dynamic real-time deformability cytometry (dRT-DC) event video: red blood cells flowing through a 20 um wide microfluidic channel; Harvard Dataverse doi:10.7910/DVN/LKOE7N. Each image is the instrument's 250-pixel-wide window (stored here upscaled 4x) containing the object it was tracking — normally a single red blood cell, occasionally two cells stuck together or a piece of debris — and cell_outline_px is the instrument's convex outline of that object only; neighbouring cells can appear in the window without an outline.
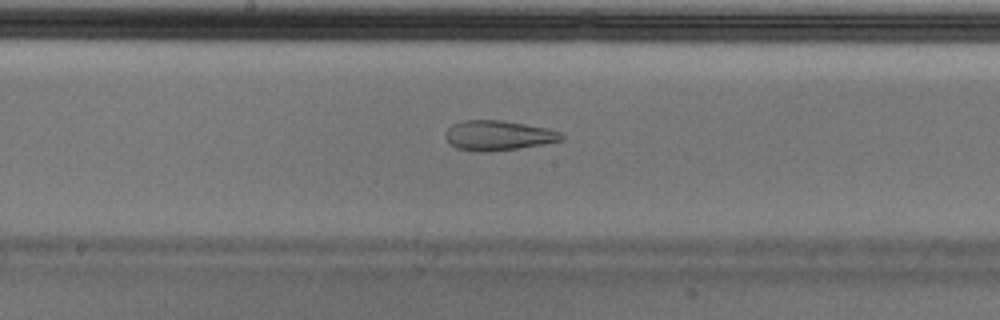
{"species": "Egyptian fruit bat (a non-hibernating species)", "species_latin": "Rousettus aegyptiacus", "temperature_condition": "cold", "stored_images_in_passage": 33, "camera_frame_rate_fps": 3000, "um_per_image_px": 0.085, "animal": {"sex": "male"}, "frame": {"image": 1, "passage_image": 24, "time_ms": 7.667, "image_size_px": [1000, 320], "cell_outline_px": [[564, 140], [544, 144], [488, 152], [480, 152], [456, 148], [444, 136], [444, 132], [452, 124], [464, 120], [500, 120], [548, 128], [560, 132], [564, 136]], "centroid_in_image_um": [42.34, 11.51], "position_along_channel_um": 205.9, "area_um2": 20.17}}